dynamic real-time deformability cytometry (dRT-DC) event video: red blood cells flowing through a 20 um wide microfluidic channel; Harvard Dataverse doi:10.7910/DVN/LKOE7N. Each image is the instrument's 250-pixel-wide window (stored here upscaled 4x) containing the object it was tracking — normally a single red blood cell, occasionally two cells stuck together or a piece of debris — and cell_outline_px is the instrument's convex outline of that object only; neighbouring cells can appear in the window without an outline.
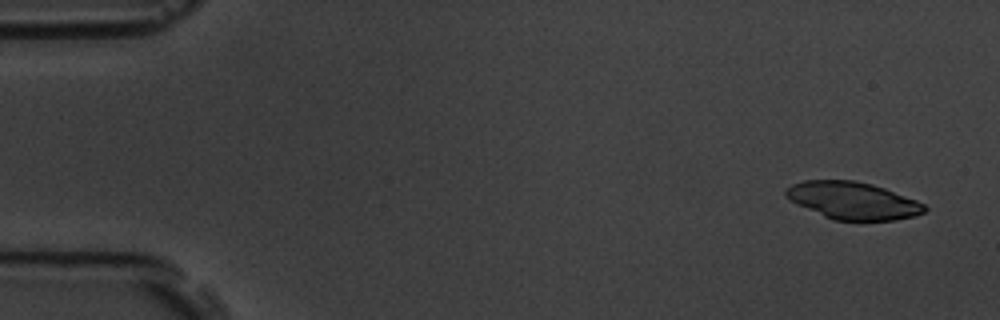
{"species": "common noctule bat (a hibernating species)", "species_latin": "Nyctalus noctula", "temperature_condition": "room temperature", "stored_images_in_passage": 5, "camera_frame_rate_fps": 3000, "um_per_image_px": 0.085, "animal": {"sex": "male", "body_mass_g": 19.5, "forearm_length_mm": 54.6}, "frame": {"image": 1, "passage_image": 1, "time_ms": 0.0, "image_size_px": [1000, 320], "cell_outline_px": [[928, 208], [924, 212], [916, 216], [896, 220], [832, 220], [796, 204], [784, 196], [784, 188], [792, 184], [804, 180], [852, 180], [872, 184], [884, 188], [916, 200], [924, 204]], "centroid_in_image_um": [72.46, 17.05], "position_along_channel_um": 12.5, "area_um2": 30.29}}